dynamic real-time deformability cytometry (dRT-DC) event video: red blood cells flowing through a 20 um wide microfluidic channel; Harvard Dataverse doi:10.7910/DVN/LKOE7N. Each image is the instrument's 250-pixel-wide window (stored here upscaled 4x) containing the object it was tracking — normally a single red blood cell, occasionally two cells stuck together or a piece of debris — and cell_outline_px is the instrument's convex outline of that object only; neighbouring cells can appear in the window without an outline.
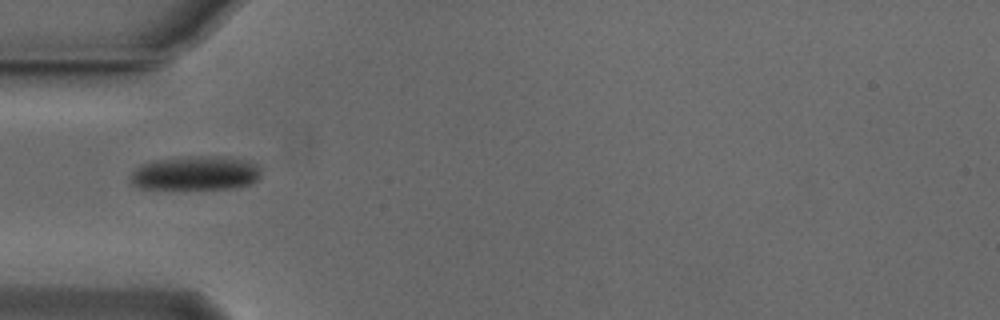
{"species": "Egyptian fruit bat (a non-hibernating species)", "species_latin": "Rousettus aegyptiacus", "temperature_condition": "cold", "stored_images_in_passage": 38, "camera_frame_rate_fps": 3000, "um_per_image_px": 0.085, "animal": {"sex": "male"}, "frame": {"image": 1, "passage_image": 1, "time_ms": 0.0, "image_size_px": [1000, 320], "cell_outline_px": [[260, 176], [256, 180], [248, 184], [236, 188], [136, 188], [128, 180], [128, 176], [140, 164], [156, 160], [188, 156], [224, 156], [252, 160], [260, 168]], "centroid_in_image_um": [16.61, 14.7], "position_along_channel_um": 68.4, "area_um2": 26.24}}
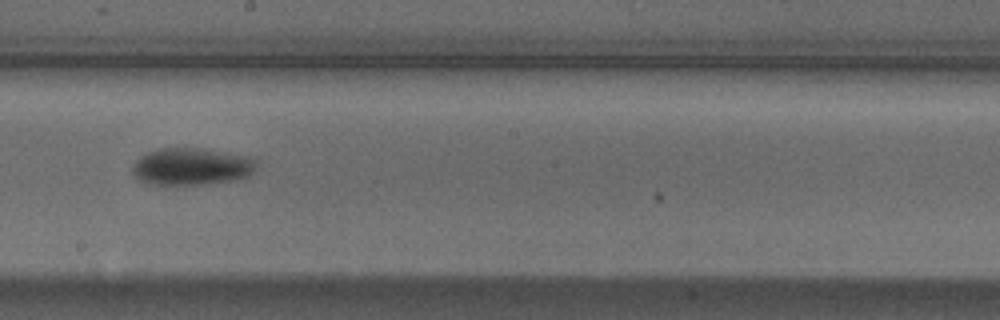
{"frame": {"image": 2, "passage_image": 14, "time_ms": 4.333, "image_size_px": [1000, 320], "cell_outline_px": [[256, 168], [248, 176], [236, 180], [208, 184], [148, 184], [136, 180], [132, 172], [132, 168], [136, 160], [140, 156], [148, 152], [160, 148], [204, 148], [248, 156], [256, 160]], "centroid_in_image_um": [16.27, 14.16], "position_along_channel_um": 231.9, "area_um2": 27.11}}
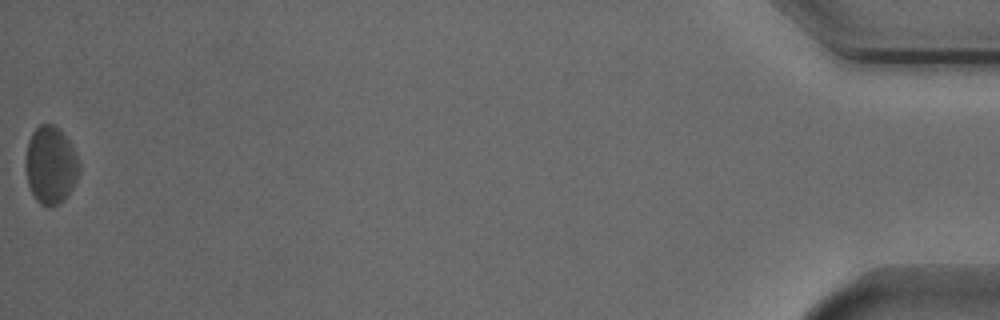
{"frame": {"image": 3, "passage_image": 38, "time_ms": 12.333, "image_size_px": [1000, 320], "cell_outline_px": [[80, 172], [72, 188], [64, 200], [60, 204], [40, 204], [36, 200], [28, 184], [24, 168], [24, 160], [28, 140], [32, 132], [40, 124], [52, 124], [60, 128], [68, 140], [80, 164]], "centroid_in_image_um": [4.28, 14.01], "position_along_channel_um": 430.9, "area_um2": 24.33}, "authors_computed_cell_mechanics": {"area_um2": 25.5765, "velocity_mm_per_s": 3.7812, "shape_relaxation_time_tau1_ms": 1.7612, "shape_relaxation_time_tau2_ms": null, "deformation_change_tau1": 0.0499, "deformation_change_tau2": null}}